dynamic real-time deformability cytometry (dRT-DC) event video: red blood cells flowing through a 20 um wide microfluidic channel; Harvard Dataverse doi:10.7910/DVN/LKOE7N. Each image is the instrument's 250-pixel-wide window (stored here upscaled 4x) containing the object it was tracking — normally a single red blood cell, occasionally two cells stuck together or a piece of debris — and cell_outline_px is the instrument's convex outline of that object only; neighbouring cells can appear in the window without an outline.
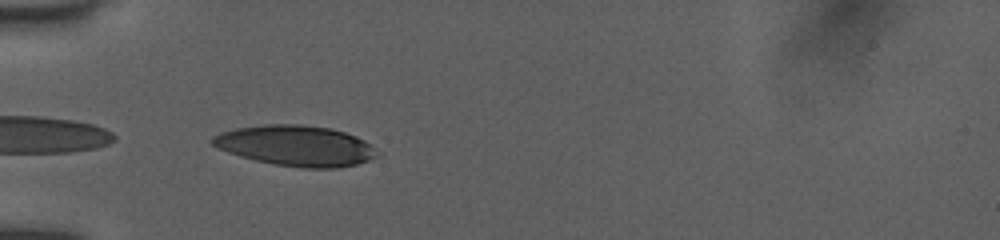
{"species": "human", "species_latin": "Homo sapiens", "temperature_condition": "room temperature", "stored_images_in_passage": 8, "camera_frame_rate_fps": 3000, "um_per_image_px": 0.085, "donor": {"sex": "female"}, "frame": {"image": 1, "passage_image": 1, "time_ms": 0.0, "image_size_px": [1000, 240], "cell_outline_px": [[380, 152], [376, 156], [368, 160], [356, 164], [340, 168], [300, 168], [276, 164], [256, 160], [240, 156], [216, 148], [208, 140], [212, 136], [220, 132], [236, 128], [264, 124], [300, 124], [332, 128], [356, 136], [364, 140]], "centroid_in_image_um": [25.12, 12.38], "position_along_channel_um": 59.9, "area_um2": 39.13}}
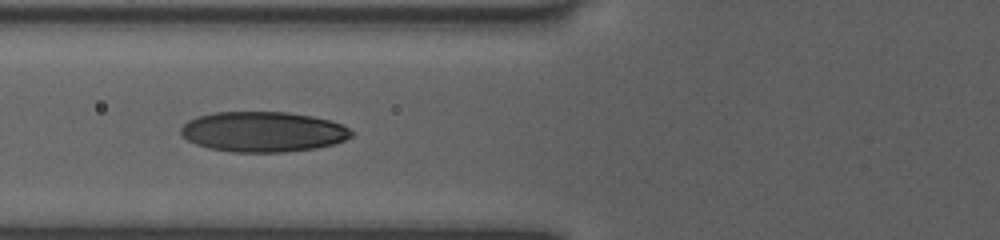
{"frame": {"image": 2, "passage_image": 5, "time_ms": 1.333, "image_size_px": [1000, 240], "cell_outline_px": [[356, 132], [352, 136], [336, 144], [316, 148], [284, 152], [232, 152], [208, 148], [196, 144], [188, 140], [180, 132], [180, 128], [188, 120], [196, 116], [212, 112], [288, 112], [312, 116], [328, 120], [340, 124]], "centroid_in_image_um": [22.36, 11.2], "position_along_channel_um": 103.4, "area_um2": 40.23}}
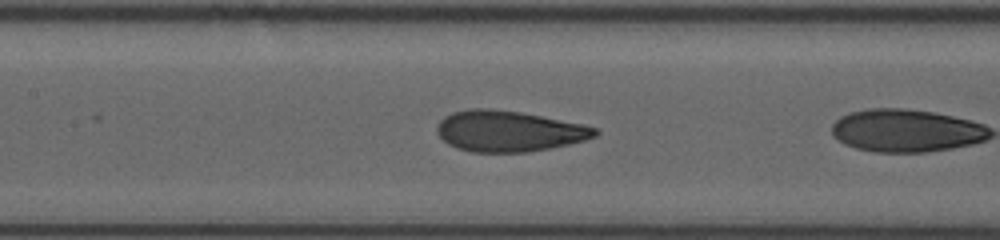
{"frame": {"image": 3, "passage_image": 7, "time_ms": 2.0, "image_size_px": [1000, 240], "cell_outline_px": [[600, 132], [596, 136], [584, 140], [568, 144], [528, 152], [472, 152], [456, 148], [448, 144], [436, 132], [436, 128], [440, 120], [444, 116], [452, 112], [472, 108], [488, 108], [520, 112], [584, 124], [596, 128]], "centroid_in_image_um": [43.23, 11.14], "position_along_channel_um": 164.2, "area_um2": 37.63}}